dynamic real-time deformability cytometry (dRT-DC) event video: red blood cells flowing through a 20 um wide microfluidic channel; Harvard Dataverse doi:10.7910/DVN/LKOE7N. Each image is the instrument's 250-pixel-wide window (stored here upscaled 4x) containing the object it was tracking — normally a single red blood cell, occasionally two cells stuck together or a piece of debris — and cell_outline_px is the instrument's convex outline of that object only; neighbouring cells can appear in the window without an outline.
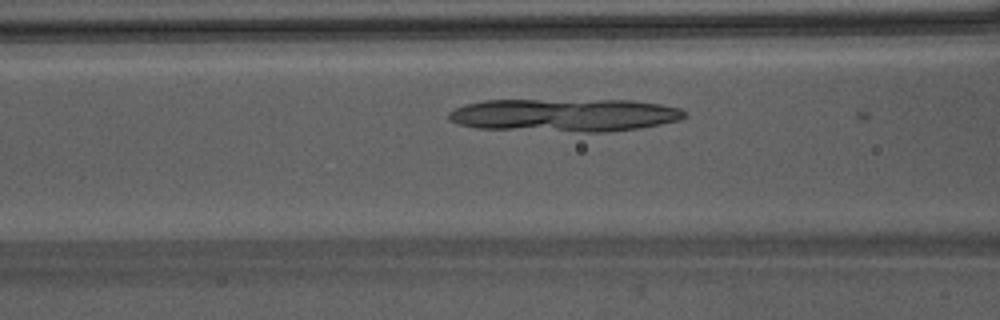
{"species": "Egyptian fruit bat (a non-hibernating species)", "species_latin": "Rousettus aegyptiacus", "temperature_condition": "warm", "stored_images_in_passage": 4, "camera_frame_rate_fps": 3000, "um_per_image_px": 0.085, "animal": {"sex": "male"}, "frame": {"image": 1, "passage_image": 3, "time_ms": 0.667, "image_size_px": [1000, 320], "cell_outline_px": [[688, 116], [680, 120], [640, 128], [604, 132], [584, 132], [476, 128], [460, 124], [448, 120], [448, 112], [464, 104], [484, 100], [632, 100], [660, 104], [680, 108]], "centroid_in_image_um": [47.98, 9.78], "position_along_channel_um": 118.6, "area_um2": 45.55}}